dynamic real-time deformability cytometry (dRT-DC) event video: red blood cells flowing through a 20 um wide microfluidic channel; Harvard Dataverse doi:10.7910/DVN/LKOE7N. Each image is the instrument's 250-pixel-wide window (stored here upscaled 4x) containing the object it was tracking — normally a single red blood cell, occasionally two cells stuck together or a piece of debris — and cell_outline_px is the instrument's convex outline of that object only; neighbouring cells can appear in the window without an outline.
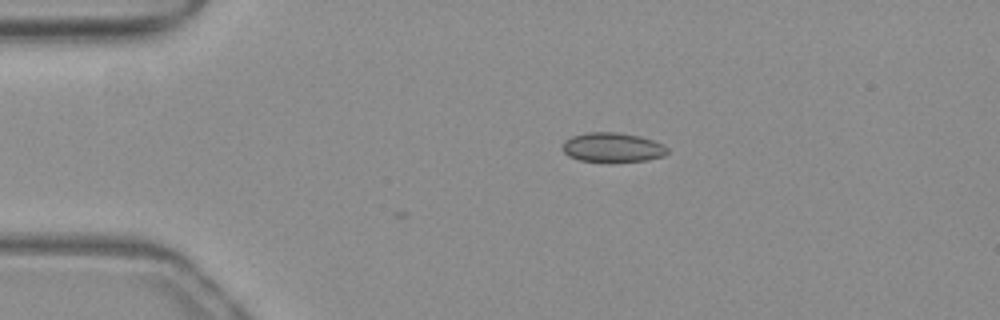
{"species": "common noctule bat (a hibernating species)", "species_latin": "Nyctalus noctula", "temperature_condition": "warm", "stored_images_in_passage": 6, "camera_frame_rate_fps": 3000, "um_per_image_px": 0.085, "animal": {"sex": "female", "body_mass_g": 19.3, "forearm_length_mm": 54.1}, "frame": {"image": 1, "passage_image": 6, "time_ms": 1.667, "image_size_px": [1000, 320], "cell_outline_px": [[668, 152], [664, 156], [648, 160], [580, 160], [568, 156], [564, 152], [564, 140], [572, 136], [584, 132], [616, 132], [640, 136], [664, 144], [668, 148]], "centroid_in_image_um": [52.09, 12.5], "position_along_channel_um": 32.9, "area_um2": 17.63}}